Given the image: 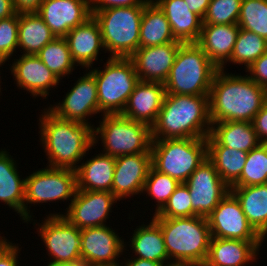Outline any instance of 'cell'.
<instances>
[{
    "instance_id": "obj_1",
    "label": "cell",
    "mask_w": 267,
    "mask_h": 266,
    "mask_svg": "<svg viewBox=\"0 0 267 266\" xmlns=\"http://www.w3.org/2000/svg\"><path fill=\"white\" fill-rule=\"evenodd\" d=\"M211 123L249 121L267 102V90L247 75L227 73L219 69L209 92Z\"/></svg>"
},
{
    "instance_id": "obj_2",
    "label": "cell",
    "mask_w": 267,
    "mask_h": 266,
    "mask_svg": "<svg viewBox=\"0 0 267 266\" xmlns=\"http://www.w3.org/2000/svg\"><path fill=\"white\" fill-rule=\"evenodd\" d=\"M41 113L38 133L48 160L46 165L76 170L93 147V127L58 118L47 108Z\"/></svg>"
},
{
    "instance_id": "obj_3",
    "label": "cell",
    "mask_w": 267,
    "mask_h": 266,
    "mask_svg": "<svg viewBox=\"0 0 267 266\" xmlns=\"http://www.w3.org/2000/svg\"><path fill=\"white\" fill-rule=\"evenodd\" d=\"M211 125L208 96L166 93L151 127L152 140L206 138Z\"/></svg>"
},
{
    "instance_id": "obj_4",
    "label": "cell",
    "mask_w": 267,
    "mask_h": 266,
    "mask_svg": "<svg viewBox=\"0 0 267 266\" xmlns=\"http://www.w3.org/2000/svg\"><path fill=\"white\" fill-rule=\"evenodd\" d=\"M161 228L169 266H203L211 232L206 217L153 218Z\"/></svg>"
},
{
    "instance_id": "obj_5",
    "label": "cell",
    "mask_w": 267,
    "mask_h": 266,
    "mask_svg": "<svg viewBox=\"0 0 267 266\" xmlns=\"http://www.w3.org/2000/svg\"><path fill=\"white\" fill-rule=\"evenodd\" d=\"M219 69L197 43H182L164 83L167 94L209 96Z\"/></svg>"
},
{
    "instance_id": "obj_6",
    "label": "cell",
    "mask_w": 267,
    "mask_h": 266,
    "mask_svg": "<svg viewBox=\"0 0 267 266\" xmlns=\"http://www.w3.org/2000/svg\"><path fill=\"white\" fill-rule=\"evenodd\" d=\"M93 127V148L100 144L101 153L112 157L151 153L152 130L145 123L133 121L121 114L101 115ZM102 120V121H101Z\"/></svg>"
},
{
    "instance_id": "obj_7",
    "label": "cell",
    "mask_w": 267,
    "mask_h": 266,
    "mask_svg": "<svg viewBox=\"0 0 267 266\" xmlns=\"http://www.w3.org/2000/svg\"><path fill=\"white\" fill-rule=\"evenodd\" d=\"M107 58L104 68L91 67L88 70L96 80L101 115L122 114L140 80L130 58Z\"/></svg>"
},
{
    "instance_id": "obj_8",
    "label": "cell",
    "mask_w": 267,
    "mask_h": 266,
    "mask_svg": "<svg viewBox=\"0 0 267 266\" xmlns=\"http://www.w3.org/2000/svg\"><path fill=\"white\" fill-rule=\"evenodd\" d=\"M145 6L117 7L91 11L98 22L104 53L108 57L130 58L139 48L140 25Z\"/></svg>"
},
{
    "instance_id": "obj_9",
    "label": "cell",
    "mask_w": 267,
    "mask_h": 266,
    "mask_svg": "<svg viewBox=\"0 0 267 266\" xmlns=\"http://www.w3.org/2000/svg\"><path fill=\"white\" fill-rule=\"evenodd\" d=\"M206 159V138L152 140V167L180 183H185Z\"/></svg>"
},
{
    "instance_id": "obj_10",
    "label": "cell",
    "mask_w": 267,
    "mask_h": 266,
    "mask_svg": "<svg viewBox=\"0 0 267 266\" xmlns=\"http://www.w3.org/2000/svg\"><path fill=\"white\" fill-rule=\"evenodd\" d=\"M25 177L24 223H31L34 213L30 212L32 204L42 205L61 201H70L64 212H53L49 215H64L69 208L77 190L76 171L67 168L46 166L32 171ZM31 204V205H29ZM29 205V206H28ZM29 207V208H28ZM55 213V214H54Z\"/></svg>"
},
{
    "instance_id": "obj_11",
    "label": "cell",
    "mask_w": 267,
    "mask_h": 266,
    "mask_svg": "<svg viewBox=\"0 0 267 266\" xmlns=\"http://www.w3.org/2000/svg\"><path fill=\"white\" fill-rule=\"evenodd\" d=\"M36 221H34L33 226L37 230L36 233L38 232V237L43 241L49 257V262L44 266L82 261L80 229L63 215H46L44 220H39L43 222Z\"/></svg>"
},
{
    "instance_id": "obj_12",
    "label": "cell",
    "mask_w": 267,
    "mask_h": 266,
    "mask_svg": "<svg viewBox=\"0 0 267 266\" xmlns=\"http://www.w3.org/2000/svg\"><path fill=\"white\" fill-rule=\"evenodd\" d=\"M86 74L77 78L73 87L67 91L64 99L46 107L51 113L63 120L95 125L89 122V117L100 114L98 93L94 76L86 69ZM93 115V116H92Z\"/></svg>"
},
{
    "instance_id": "obj_13",
    "label": "cell",
    "mask_w": 267,
    "mask_h": 266,
    "mask_svg": "<svg viewBox=\"0 0 267 266\" xmlns=\"http://www.w3.org/2000/svg\"><path fill=\"white\" fill-rule=\"evenodd\" d=\"M192 202V216L206 217L230 192L214 164L207 158L185 182Z\"/></svg>"
},
{
    "instance_id": "obj_14",
    "label": "cell",
    "mask_w": 267,
    "mask_h": 266,
    "mask_svg": "<svg viewBox=\"0 0 267 266\" xmlns=\"http://www.w3.org/2000/svg\"><path fill=\"white\" fill-rule=\"evenodd\" d=\"M110 225L81 229V259L86 266H120L124 239ZM122 238V239H121Z\"/></svg>"
},
{
    "instance_id": "obj_15",
    "label": "cell",
    "mask_w": 267,
    "mask_h": 266,
    "mask_svg": "<svg viewBox=\"0 0 267 266\" xmlns=\"http://www.w3.org/2000/svg\"><path fill=\"white\" fill-rule=\"evenodd\" d=\"M211 237L265 241L249 224L237 198L229 192L207 216Z\"/></svg>"
},
{
    "instance_id": "obj_16",
    "label": "cell",
    "mask_w": 267,
    "mask_h": 266,
    "mask_svg": "<svg viewBox=\"0 0 267 266\" xmlns=\"http://www.w3.org/2000/svg\"><path fill=\"white\" fill-rule=\"evenodd\" d=\"M117 202L119 200L111 192L76 190L63 216L80 230L107 225Z\"/></svg>"
},
{
    "instance_id": "obj_17",
    "label": "cell",
    "mask_w": 267,
    "mask_h": 266,
    "mask_svg": "<svg viewBox=\"0 0 267 266\" xmlns=\"http://www.w3.org/2000/svg\"><path fill=\"white\" fill-rule=\"evenodd\" d=\"M9 65L12 78L17 88L27 91L33 98L48 99L52 88L58 87L61 81L36 55H23L13 59Z\"/></svg>"
},
{
    "instance_id": "obj_18",
    "label": "cell",
    "mask_w": 267,
    "mask_h": 266,
    "mask_svg": "<svg viewBox=\"0 0 267 266\" xmlns=\"http://www.w3.org/2000/svg\"><path fill=\"white\" fill-rule=\"evenodd\" d=\"M37 14L56 37L64 38L71 29L90 17V0H43Z\"/></svg>"
},
{
    "instance_id": "obj_19",
    "label": "cell",
    "mask_w": 267,
    "mask_h": 266,
    "mask_svg": "<svg viewBox=\"0 0 267 266\" xmlns=\"http://www.w3.org/2000/svg\"><path fill=\"white\" fill-rule=\"evenodd\" d=\"M151 166V153L116 157L111 193L119 201L143 195L145 181Z\"/></svg>"
},
{
    "instance_id": "obj_20",
    "label": "cell",
    "mask_w": 267,
    "mask_h": 266,
    "mask_svg": "<svg viewBox=\"0 0 267 266\" xmlns=\"http://www.w3.org/2000/svg\"><path fill=\"white\" fill-rule=\"evenodd\" d=\"M182 42L138 48L131 56L140 81L165 83Z\"/></svg>"
},
{
    "instance_id": "obj_21",
    "label": "cell",
    "mask_w": 267,
    "mask_h": 266,
    "mask_svg": "<svg viewBox=\"0 0 267 266\" xmlns=\"http://www.w3.org/2000/svg\"><path fill=\"white\" fill-rule=\"evenodd\" d=\"M165 94L163 83L139 81L121 115L152 127L162 108Z\"/></svg>"
},
{
    "instance_id": "obj_22",
    "label": "cell",
    "mask_w": 267,
    "mask_h": 266,
    "mask_svg": "<svg viewBox=\"0 0 267 266\" xmlns=\"http://www.w3.org/2000/svg\"><path fill=\"white\" fill-rule=\"evenodd\" d=\"M68 43L73 62L82 69L93 67L100 51L105 50L101 29L94 17L71 29L64 37Z\"/></svg>"
},
{
    "instance_id": "obj_23",
    "label": "cell",
    "mask_w": 267,
    "mask_h": 266,
    "mask_svg": "<svg viewBox=\"0 0 267 266\" xmlns=\"http://www.w3.org/2000/svg\"><path fill=\"white\" fill-rule=\"evenodd\" d=\"M264 242L211 238L208 257L203 266H250L257 262Z\"/></svg>"
},
{
    "instance_id": "obj_24",
    "label": "cell",
    "mask_w": 267,
    "mask_h": 266,
    "mask_svg": "<svg viewBox=\"0 0 267 266\" xmlns=\"http://www.w3.org/2000/svg\"><path fill=\"white\" fill-rule=\"evenodd\" d=\"M239 30L238 24H202L197 44L218 69L230 60Z\"/></svg>"
},
{
    "instance_id": "obj_25",
    "label": "cell",
    "mask_w": 267,
    "mask_h": 266,
    "mask_svg": "<svg viewBox=\"0 0 267 266\" xmlns=\"http://www.w3.org/2000/svg\"><path fill=\"white\" fill-rule=\"evenodd\" d=\"M150 219L148 224L142 222L143 224L137 226L136 229L133 230L134 232L131 233L130 241L127 243L124 242V250L126 252L129 246L134 255L131 254L132 256L130 255L128 257L135 256L136 258L164 263L166 266H169L168 253L161 228L152 217H150Z\"/></svg>"
},
{
    "instance_id": "obj_26",
    "label": "cell",
    "mask_w": 267,
    "mask_h": 266,
    "mask_svg": "<svg viewBox=\"0 0 267 266\" xmlns=\"http://www.w3.org/2000/svg\"><path fill=\"white\" fill-rule=\"evenodd\" d=\"M84 161L75 170L77 190L111 192L115 157L100 152Z\"/></svg>"
},
{
    "instance_id": "obj_27",
    "label": "cell",
    "mask_w": 267,
    "mask_h": 266,
    "mask_svg": "<svg viewBox=\"0 0 267 266\" xmlns=\"http://www.w3.org/2000/svg\"><path fill=\"white\" fill-rule=\"evenodd\" d=\"M9 153L6 148L0 149V201L24 222L25 177L22 178L17 160Z\"/></svg>"
},
{
    "instance_id": "obj_28",
    "label": "cell",
    "mask_w": 267,
    "mask_h": 266,
    "mask_svg": "<svg viewBox=\"0 0 267 266\" xmlns=\"http://www.w3.org/2000/svg\"><path fill=\"white\" fill-rule=\"evenodd\" d=\"M164 11L172 34L182 43H197L202 29V19L191 12L184 0H154Z\"/></svg>"
},
{
    "instance_id": "obj_29",
    "label": "cell",
    "mask_w": 267,
    "mask_h": 266,
    "mask_svg": "<svg viewBox=\"0 0 267 266\" xmlns=\"http://www.w3.org/2000/svg\"><path fill=\"white\" fill-rule=\"evenodd\" d=\"M207 144L222 146L249 152L258 147L261 142L249 121H223L212 123L210 134L206 137Z\"/></svg>"
},
{
    "instance_id": "obj_30",
    "label": "cell",
    "mask_w": 267,
    "mask_h": 266,
    "mask_svg": "<svg viewBox=\"0 0 267 266\" xmlns=\"http://www.w3.org/2000/svg\"><path fill=\"white\" fill-rule=\"evenodd\" d=\"M249 224L267 240V183L255 186L231 187Z\"/></svg>"
},
{
    "instance_id": "obj_31",
    "label": "cell",
    "mask_w": 267,
    "mask_h": 266,
    "mask_svg": "<svg viewBox=\"0 0 267 266\" xmlns=\"http://www.w3.org/2000/svg\"><path fill=\"white\" fill-rule=\"evenodd\" d=\"M177 41L171 30L164 11L154 0H150L144 7L140 25L139 48L162 45Z\"/></svg>"
},
{
    "instance_id": "obj_32",
    "label": "cell",
    "mask_w": 267,
    "mask_h": 266,
    "mask_svg": "<svg viewBox=\"0 0 267 266\" xmlns=\"http://www.w3.org/2000/svg\"><path fill=\"white\" fill-rule=\"evenodd\" d=\"M56 36L37 13L19 14L18 50L23 55H37Z\"/></svg>"
},
{
    "instance_id": "obj_33",
    "label": "cell",
    "mask_w": 267,
    "mask_h": 266,
    "mask_svg": "<svg viewBox=\"0 0 267 266\" xmlns=\"http://www.w3.org/2000/svg\"><path fill=\"white\" fill-rule=\"evenodd\" d=\"M247 153L221 144H207V158L214 164L221 179L231 188L240 178Z\"/></svg>"
},
{
    "instance_id": "obj_34",
    "label": "cell",
    "mask_w": 267,
    "mask_h": 266,
    "mask_svg": "<svg viewBox=\"0 0 267 266\" xmlns=\"http://www.w3.org/2000/svg\"><path fill=\"white\" fill-rule=\"evenodd\" d=\"M36 56L61 81L66 76L69 78V75L73 74L72 72L77 68L72 60L68 43L62 37H56L47 43Z\"/></svg>"
},
{
    "instance_id": "obj_35",
    "label": "cell",
    "mask_w": 267,
    "mask_h": 266,
    "mask_svg": "<svg viewBox=\"0 0 267 266\" xmlns=\"http://www.w3.org/2000/svg\"><path fill=\"white\" fill-rule=\"evenodd\" d=\"M267 51V40L254 32L245 29L239 30L234 50L230 60L221 68L226 71V65H244L245 69Z\"/></svg>"
},
{
    "instance_id": "obj_36",
    "label": "cell",
    "mask_w": 267,
    "mask_h": 266,
    "mask_svg": "<svg viewBox=\"0 0 267 266\" xmlns=\"http://www.w3.org/2000/svg\"><path fill=\"white\" fill-rule=\"evenodd\" d=\"M267 183V144L261 143L247 153L239 180L232 187L255 186Z\"/></svg>"
},
{
    "instance_id": "obj_37",
    "label": "cell",
    "mask_w": 267,
    "mask_h": 266,
    "mask_svg": "<svg viewBox=\"0 0 267 266\" xmlns=\"http://www.w3.org/2000/svg\"><path fill=\"white\" fill-rule=\"evenodd\" d=\"M237 24L267 40V0H242Z\"/></svg>"
},
{
    "instance_id": "obj_38",
    "label": "cell",
    "mask_w": 267,
    "mask_h": 266,
    "mask_svg": "<svg viewBox=\"0 0 267 266\" xmlns=\"http://www.w3.org/2000/svg\"><path fill=\"white\" fill-rule=\"evenodd\" d=\"M179 185L180 182L169 175L158 172L152 166L150 167L143 194L147 193L146 197L148 195V197H151L152 200L154 199V203H156L155 212L152 215L157 214L164 207L169 197Z\"/></svg>"
},
{
    "instance_id": "obj_39",
    "label": "cell",
    "mask_w": 267,
    "mask_h": 266,
    "mask_svg": "<svg viewBox=\"0 0 267 266\" xmlns=\"http://www.w3.org/2000/svg\"><path fill=\"white\" fill-rule=\"evenodd\" d=\"M242 0H211L203 24H237Z\"/></svg>"
},
{
    "instance_id": "obj_40",
    "label": "cell",
    "mask_w": 267,
    "mask_h": 266,
    "mask_svg": "<svg viewBox=\"0 0 267 266\" xmlns=\"http://www.w3.org/2000/svg\"><path fill=\"white\" fill-rule=\"evenodd\" d=\"M152 216V218L192 217L191 195L186 184L180 183L164 207Z\"/></svg>"
},
{
    "instance_id": "obj_41",
    "label": "cell",
    "mask_w": 267,
    "mask_h": 266,
    "mask_svg": "<svg viewBox=\"0 0 267 266\" xmlns=\"http://www.w3.org/2000/svg\"><path fill=\"white\" fill-rule=\"evenodd\" d=\"M19 14L0 20V56L9 63L18 50Z\"/></svg>"
},
{
    "instance_id": "obj_42",
    "label": "cell",
    "mask_w": 267,
    "mask_h": 266,
    "mask_svg": "<svg viewBox=\"0 0 267 266\" xmlns=\"http://www.w3.org/2000/svg\"><path fill=\"white\" fill-rule=\"evenodd\" d=\"M246 75L267 90V51L245 70Z\"/></svg>"
},
{
    "instance_id": "obj_43",
    "label": "cell",
    "mask_w": 267,
    "mask_h": 266,
    "mask_svg": "<svg viewBox=\"0 0 267 266\" xmlns=\"http://www.w3.org/2000/svg\"><path fill=\"white\" fill-rule=\"evenodd\" d=\"M9 241L7 237L0 243V266H19V254L22 247Z\"/></svg>"
},
{
    "instance_id": "obj_44",
    "label": "cell",
    "mask_w": 267,
    "mask_h": 266,
    "mask_svg": "<svg viewBox=\"0 0 267 266\" xmlns=\"http://www.w3.org/2000/svg\"><path fill=\"white\" fill-rule=\"evenodd\" d=\"M150 0H90L91 11H103L117 7L145 6Z\"/></svg>"
},
{
    "instance_id": "obj_45",
    "label": "cell",
    "mask_w": 267,
    "mask_h": 266,
    "mask_svg": "<svg viewBox=\"0 0 267 266\" xmlns=\"http://www.w3.org/2000/svg\"><path fill=\"white\" fill-rule=\"evenodd\" d=\"M252 125L260 142L267 144V102L254 116Z\"/></svg>"
},
{
    "instance_id": "obj_46",
    "label": "cell",
    "mask_w": 267,
    "mask_h": 266,
    "mask_svg": "<svg viewBox=\"0 0 267 266\" xmlns=\"http://www.w3.org/2000/svg\"><path fill=\"white\" fill-rule=\"evenodd\" d=\"M43 0H13L16 13H37Z\"/></svg>"
},
{
    "instance_id": "obj_47",
    "label": "cell",
    "mask_w": 267,
    "mask_h": 266,
    "mask_svg": "<svg viewBox=\"0 0 267 266\" xmlns=\"http://www.w3.org/2000/svg\"><path fill=\"white\" fill-rule=\"evenodd\" d=\"M191 12L197 14L201 19L206 14L211 0H184Z\"/></svg>"
},
{
    "instance_id": "obj_48",
    "label": "cell",
    "mask_w": 267,
    "mask_h": 266,
    "mask_svg": "<svg viewBox=\"0 0 267 266\" xmlns=\"http://www.w3.org/2000/svg\"><path fill=\"white\" fill-rule=\"evenodd\" d=\"M123 260L124 261L121 262L120 266H166L164 263L153 262V261H149V260L141 259V258H136V257H131L129 259L124 258Z\"/></svg>"
},
{
    "instance_id": "obj_49",
    "label": "cell",
    "mask_w": 267,
    "mask_h": 266,
    "mask_svg": "<svg viewBox=\"0 0 267 266\" xmlns=\"http://www.w3.org/2000/svg\"><path fill=\"white\" fill-rule=\"evenodd\" d=\"M15 13L13 0H0V20L13 16Z\"/></svg>"
},
{
    "instance_id": "obj_50",
    "label": "cell",
    "mask_w": 267,
    "mask_h": 266,
    "mask_svg": "<svg viewBox=\"0 0 267 266\" xmlns=\"http://www.w3.org/2000/svg\"><path fill=\"white\" fill-rule=\"evenodd\" d=\"M52 266H86L82 261L68 262V263H60Z\"/></svg>"
},
{
    "instance_id": "obj_51",
    "label": "cell",
    "mask_w": 267,
    "mask_h": 266,
    "mask_svg": "<svg viewBox=\"0 0 267 266\" xmlns=\"http://www.w3.org/2000/svg\"><path fill=\"white\" fill-rule=\"evenodd\" d=\"M0 67H2V64H1V63H0ZM0 69H1V68H0ZM0 71H1V70H0ZM0 75H1V72H0ZM1 83H3V82H2V80H1V76H0V84H1ZM1 86H2V85H0V93H1L0 95H2V92H1V89H2V88H1Z\"/></svg>"
},
{
    "instance_id": "obj_52",
    "label": "cell",
    "mask_w": 267,
    "mask_h": 266,
    "mask_svg": "<svg viewBox=\"0 0 267 266\" xmlns=\"http://www.w3.org/2000/svg\"><path fill=\"white\" fill-rule=\"evenodd\" d=\"M0 63L4 66L6 64V61L0 56Z\"/></svg>"
},
{
    "instance_id": "obj_53",
    "label": "cell",
    "mask_w": 267,
    "mask_h": 266,
    "mask_svg": "<svg viewBox=\"0 0 267 266\" xmlns=\"http://www.w3.org/2000/svg\"><path fill=\"white\" fill-rule=\"evenodd\" d=\"M1 234L3 233H0V243L6 238L5 236H1Z\"/></svg>"
}]
</instances>
